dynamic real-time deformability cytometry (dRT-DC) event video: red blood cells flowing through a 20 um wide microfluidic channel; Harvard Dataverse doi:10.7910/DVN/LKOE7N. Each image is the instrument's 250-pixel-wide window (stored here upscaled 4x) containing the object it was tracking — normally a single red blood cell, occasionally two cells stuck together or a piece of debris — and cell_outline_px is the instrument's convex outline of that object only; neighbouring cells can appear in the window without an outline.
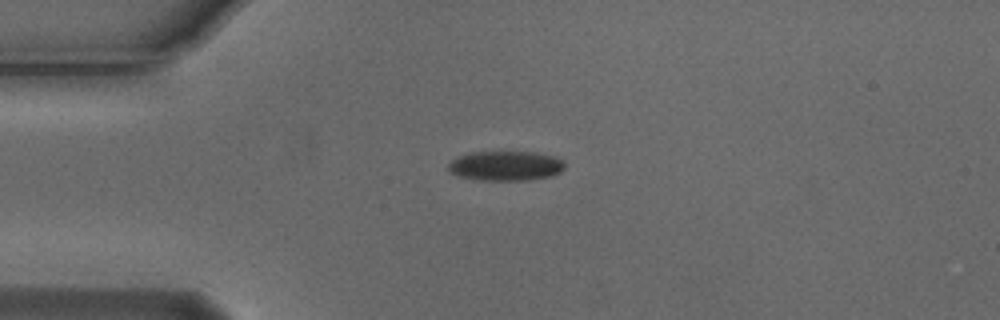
{"species": "Egyptian fruit bat (a non-hibernating species)", "species_latin": "Rousettus aegyptiacus", "temperature_condition": "cold", "stored_images_in_passage": 8, "camera_frame_rate_fps": 3000, "um_per_image_px": 0.085, "animal": {"sex": "male"}, "frame": {"image": 1, "passage_image": 1, "time_ms": 0.0, "image_size_px": [1000, 320], "cell_outline_px": [[564, 168], [560, 172], [552, 176], [528, 180], [480, 180], [460, 176], [448, 172], [448, 164], [452, 160], [460, 156], [472, 152], [532, 152], [556, 156], [564, 160]], "centroid_in_image_um": [43.01, 14.1], "position_along_channel_um": 42.0, "area_um2": 20.17}}
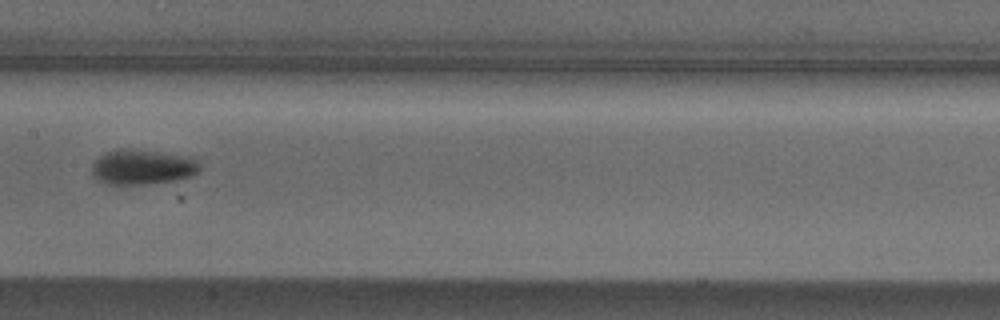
{"frame": {"image": 2, "passage_image": 5, "time_ms": 1.333, "image_size_px": [1000, 320], "cell_outline_px": [[200, 168], [192, 176], [176, 180], [120, 188], [96, 180], [92, 176], [92, 164], [104, 152], [120, 148], [124, 148], [200, 156]], "centroid_in_image_um": [12.13, 14.22], "position_along_channel_um": 195.3, "area_um2": 23.24}}
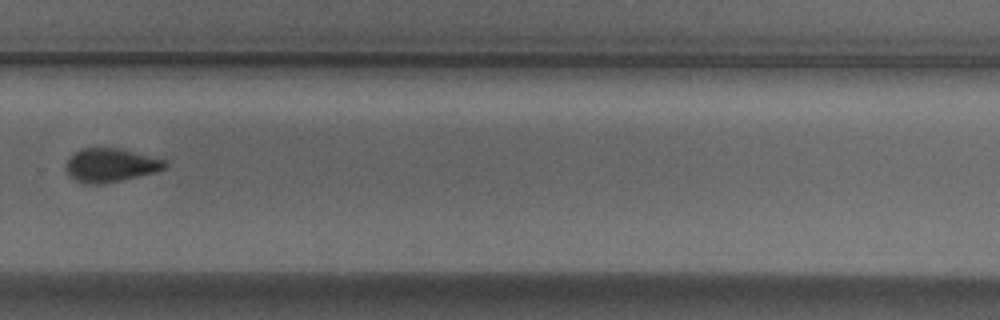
{"frame": {"image": 3, "passage_image": 8, "time_ms": 2.333, "image_size_px": [1000, 320], "cell_outline_px": [[168, 164], [164, 168], [156, 172], [104, 184], [84, 184], [68, 176], [64, 168], [64, 164], [80, 148], [116, 148], [164, 160]], "centroid_in_image_um": [9.33, 14.06], "position_along_channel_um": 320.5, "area_um2": 19.25}}